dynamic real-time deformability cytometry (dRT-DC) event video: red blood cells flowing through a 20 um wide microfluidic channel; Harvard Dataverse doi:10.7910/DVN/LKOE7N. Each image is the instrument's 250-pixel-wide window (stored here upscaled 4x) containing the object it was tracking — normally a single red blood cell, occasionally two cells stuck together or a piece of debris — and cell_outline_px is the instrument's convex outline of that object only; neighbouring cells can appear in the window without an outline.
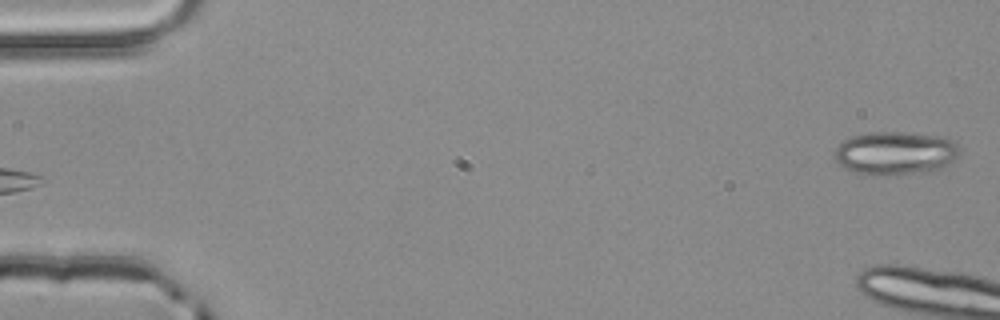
{"species": "common noctule bat (a hibernating species)", "species_latin": "Nyctalus noctula", "temperature_condition": "room temperature", "stored_images_in_passage": 6, "camera_frame_rate_fps": 3000, "um_per_image_px": 0.085, "animal": {"sex": "male", "body_mass_g": 20.4}, "frame": {"image": 1, "passage_image": 1, "time_ms": 0.0, "image_size_px": [1000, 320], "cell_outline_px": [[960, 148], [956, 156], [944, 172], [884, 176], [864, 176], [840, 164], [832, 156], [836, 148], [844, 140], [852, 136], [872, 132], [904, 132], [948, 136]], "centroid_in_image_um": [76.18, 13.05], "position_along_channel_um": 8.8, "area_um2": 32.71}}